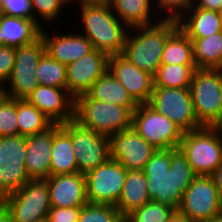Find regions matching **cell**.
I'll return each mask as SVG.
<instances>
[{
  "mask_svg": "<svg viewBox=\"0 0 222 222\" xmlns=\"http://www.w3.org/2000/svg\"><path fill=\"white\" fill-rule=\"evenodd\" d=\"M151 200L177 209L197 176L179 148L156 150L143 169Z\"/></svg>",
  "mask_w": 222,
  "mask_h": 222,
  "instance_id": "1",
  "label": "cell"
},
{
  "mask_svg": "<svg viewBox=\"0 0 222 222\" xmlns=\"http://www.w3.org/2000/svg\"><path fill=\"white\" fill-rule=\"evenodd\" d=\"M178 28V21L174 20H160L149 26L131 27L127 31L121 55L154 76L161 65L167 39Z\"/></svg>",
  "mask_w": 222,
  "mask_h": 222,
  "instance_id": "2",
  "label": "cell"
},
{
  "mask_svg": "<svg viewBox=\"0 0 222 222\" xmlns=\"http://www.w3.org/2000/svg\"><path fill=\"white\" fill-rule=\"evenodd\" d=\"M80 8V9H79ZM84 35L94 49L108 56L121 55L128 27L114 14L110 3L78 6Z\"/></svg>",
  "mask_w": 222,
  "mask_h": 222,
  "instance_id": "3",
  "label": "cell"
},
{
  "mask_svg": "<svg viewBox=\"0 0 222 222\" xmlns=\"http://www.w3.org/2000/svg\"><path fill=\"white\" fill-rule=\"evenodd\" d=\"M132 115L128 107L98 101L87 94L75 98L74 120L106 136L131 128Z\"/></svg>",
  "mask_w": 222,
  "mask_h": 222,
  "instance_id": "4",
  "label": "cell"
},
{
  "mask_svg": "<svg viewBox=\"0 0 222 222\" xmlns=\"http://www.w3.org/2000/svg\"><path fill=\"white\" fill-rule=\"evenodd\" d=\"M0 202L11 213L14 222L45 219L51 208L47 180L30 179L18 191L3 197Z\"/></svg>",
  "mask_w": 222,
  "mask_h": 222,
  "instance_id": "5",
  "label": "cell"
},
{
  "mask_svg": "<svg viewBox=\"0 0 222 222\" xmlns=\"http://www.w3.org/2000/svg\"><path fill=\"white\" fill-rule=\"evenodd\" d=\"M178 148L197 176H210L222 163V142L208 126L183 132Z\"/></svg>",
  "mask_w": 222,
  "mask_h": 222,
  "instance_id": "6",
  "label": "cell"
},
{
  "mask_svg": "<svg viewBox=\"0 0 222 222\" xmlns=\"http://www.w3.org/2000/svg\"><path fill=\"white\" fill-rule=\"evenodd\" d=\"M147 104L183 132L204 127L195 115L189 88L154 87Z\"/></svg>",
  "mask_w": 222,
  "mask_h": 222,
  "instance_id": "7",
  "label": "cell"
},
{
  "mask_svg": "<svg viewBox=\"0 0 222 222\" xmlns=\"http://www.w3.org/2000/svg\"><path fill=\"white\" fill-rule=\"evenodd\" d=\"M132 127L157 150L178 148L183 135L175 123L147 103L138 104L132 115Z\"/></svg>",
  "mask_w": 222,
  "mask_h": 222,
  "instance_id": "8",
  "label": "cell"
},
{
  "mask_svg": "<svg viewBox=\"0 0 222 222\" xmlns=\"http://www.w3.org/2000/svg\"><path fill=\"white\" fill-rule=\"evenodd\" d=\"M189 90L198 121L208 126L222 109V71L197 69Z\"/></svg>",
  "mask_w": 222,
  "mask_h": 222,
  "instance_id": "9",
  "label": "cell"
},
{
  "mask_svg": "<svg viewBox=\"0 0 222 222\" xmlns=\"http://www.w3.org/2000/svg\"><path fill=\"white\" fill-rule=\"evenodd\" d=\"M44 53L45 45L42 36L30 44L16 48L14 68L4 84L6 96L26 99L33 92L39 85L35 71Z\"/></svg>",
  "mask_w": 222,
  "mask_h": 222,
  "instance_id": "10",
  "label": "cell"
},
{
  "mask_svg": "<svg viewBox=\"0 0 222 222\" xmlns=\"http://www.w3.org/2000/svg\"><path fill=\"white\" fill-rule=\"evenodd\" d=\"M26 137H0V200L30 180L25 169Z\"/></svg>",
  "mask_w": 222,
  "mask_h": 222,
  "instance_id": "11",
  "label": "cell"
},
{
  "mask_svg": "<svg viewBox=\"0 0 222 222\" xmlns=\"http://www.w3.org/2000/svg\"><path fill=\"white\" fill-rule=\"evenodd\" d=\"M128 170L110 158L85 174L88 203L115 206L124 186Z\"/></svg>",
  "mask_w": 222,
  "mask_h": 222,
  "instance_id": "12",
  "label": "cell"
},
{
  "mask_svg": "<svg viewBox=\"0 0 222 222\" xmlns=\"http://www.w3.org/2000/svg\"><path fill=\"white\" fill-rule=\"evenodd\" d=\"M71 143L78 172L87 174L111 158L110 136L83 127L71 120Z\"/></svg>",
  "mask_w": 222,
  "mask_h": 222,
  "instance_id": "13",
  "label": "cell"
},
{
  "mask_svg": "<svg viewBox=\"0 0 222 222\" xmlns=\"http://www.w3.org/2000/svg\"><path fill=\"white\" fill-rule=\"evenodd\" d=\"M193 222H203L222 213V201L210 176H196L183 192L178 207Z\"/></svg>",
  "mask_w": 222,
  "mask_h": 222,
  "instance_id": "14",
  "label": "cell"
},
{
  "mask_svg": "<svg viewBox=\"0 0 222 222\" xmlns=\"http://www.w3.org/2000/svg\"><path fill=\"white\" fill-rule=\"evenodd\" d=\"M111 158L127 170H143L156 152L133 127L110 136Z\"/></svg>",
  "mask_w": 222,
  "mask_h": 222,
  "instance_id": "15",
  "label": "cell"
},
{
  "mask_svg": "<svg viewBox=\"0 0 222 222\" xmlns=\"http://www.w3.org/2000/svg\"><path fill=\"white\" fill-rule=\"evenodd\" d=\"M109 56L94 49L77 61L66 65L67 91L77 98L86 94L92 84L108 70Z\"/></svg>",
  "mask_w": 222,
  "mask_h": 222,
  "instance_id": "16",
  "label": "cell"
},
{
  "mask_svg": "<svg viewBox=\"0 0 222 222\" xmlns=\"http://www.w3.org/2000/svg\"><path fill=\"white\" fill-rule=\"evenodd\" d=\"M108 70L126 88L137 104H144L154 89V78L122 55L109 56Z\"/></svg>",
  "mask_w": 222,
  "mask_h": 222,
  "instance_id": "17",
  "label": "cell"
},
{
  "mask_svg": "<svg viewBox=\"0 0 222 222\" xmlns=\"http://www.w3.org/2000/svg\"><path fill=\"white\" fill-rule=\"evenodd\" d=\"M42 111L53 123L74 119L75 98L64 88L38 85L25 99Z\"/></svg>",
  "mask_w": 222,
  "mask_h": 222,
  "instance_id": "18",
  "label": "cell"
},
{
  "mask_svg": "<svg viewBox=\"0 0 222 222\" xmlns=\"http://www.w3.org/2000/svg\"><path fill=\"white\" fill-rule=\"evenodd\" d=\"M54 30L53 34H49L44 27L41 29L45 52L54 60L68 65L94 50L92 43L80 32L56 34Z\"/></svg>",
  "mask_w": 222,
  "mask_h": 222,
  "instance_id": "19",
  "label": "cell"
},
{
  "mask_svg": "<svg viewBox=\"0 0 222 222\" xmlns=\"http://www.w3.org/2000/svg\"><path fill=\"white\" fill-rule=\"evenodd\" d=\"M60 126V123H53L45 131L26 137L25 169L30 179L50 176L53 134Z\"/></svg>",
  "mask_w": 222,
  "mask_h": 222,
  "instance_id": "20",
  "label": "cell"
},
{
  "mask_svg": "<svg viewBox=\"0 0 222 222\" xmlns=\"http://www.w3.org/2000/svg\"><path fill=\"white\" fill-rule=\"evenodd\" d=\"M46 180L51 207H82L88 203L84 174L50 175Z\"/></svg>",
  "mask_w": 222,
  "mask_h": 222,
  "instance_id": "21",
  "label": "cell"
},
{
  "mask_svg": "<svg viewBox=\"0 0 222 222\" xmlns=\"http://www.w3.org/2000/svg\"><path fill=\"white\" fill-rule=\"evenodd\" d=\"M78 172L76 157L71 143V120L62 123L53 134L50 175Z\"/></svg>",
  "mask_w": 222,
  "mask_h": 222,
  "instance_id": "22",
  "label": "cell"
},
{
  "mask_svg": "<svg viewBox=\"0 0 222 222\" xmlns=\"http://www.w3.org/2000/svg\"><path fill=\"white\" fill-rule=\"evenodd\" d=\"M41 29L34 20L3 14L0 17V45L16 49L30 44L41 36Z\"/></svg>",
  "mask_w": 222,
  "mask_h": 222,
  "instance_id": "23",
  "label": "cell"
},
{
  "mask_svg": "<svg viewBox=\"0 0 222 222\" xmlns=\"http://www.w3.org/2000/svg\"><path fill=\"white\" fill-rule=\"evenodd\" d=\"M110 6L114 14L128 28L149 26L160 21V18L156 17L158 14H154L156 12L154 9L157 8L154 7L153 0H111Z\"/></svg>",
  "mask_w": 222,
  "mask_h": 222,
  "instance_id": "24",
  "label": "cell"
},
{
  "mask_svg": "<svg viewBox=\"0 0 222 222\" xmlns=\"http://www.w3.org/2000/svg\"><path fill=\"white\" fill-rule=\"evenodd\" d=\"M189 38H205L222 31L221 13L192 7L179 21Z\"/></svg>",
  "mask_w": 222,
  "mask_h": 222,
  "instance_id": "25",
  "label": "cell"
},
{
  "mask_svg": "<svg viewBox=\"0 0 222 222\" xmlns=\"http://www.w3.org/2000/svg\"><path fill=\"white\" fill-rule=\"evenodd\" d=\"M146 182L143 170H128L121 195L115 205L123 217L151 200Z\"/></svg>",
  "mask_w": 222,
  "mask_h": 222,
  "instance_id": "26",
  "label": "cell"
},
{
  "mask_svg": "<svg viewBox=\"0 0 222 222\" xmlns=\"http://www.w3.org/2000/svg\"><path fill=\"white\" fill-rule=\"evenodd\" d=\"M90 98L128 107L132 112L138 104L128 94L126 88L107 70L96 80L86 93Z\"/></svg>",
  "mask_w": 222,
  "mask_h": 222,
  "instance_id": "27",
  "label": "cell"
},
{
  "mask_svg": "<svg viewBox=\"0 0 222 222\" xmlns=\"http://www.w3.org/2000/svg\"><path fill=\"white\" fill-rule=\"evenodd\" d=\"M197 69L222 67V31L205 38H190Z\"/></svg>",
  "mask_w": 222,
  "mask_h": 222,
  "instance_id": "28",
  "label": "cell"
},
{
  "mask_svg": "<svg viewBox=\"0 0 222 222\" xmlns=\"http://www.w3.org/2000/svg\"><path fill=\"white\" fill-rule=\"evenodd\" d=\"M18 135L31 136L45 131L53 122L25 99H17Z\"/></svg>",
  "mask_w": 222,
  "mask_h": 222,
  "instance_id": "29",
  "label": "cell"
},
{
  "mask_svg": "<svg viewBox=\"0 0 222 222\" xmlns=\"http://www.w3.org/2000/svg\"><path fill=\"white\" fill-rule=\"evenodd\" d=\"M161 64L196 65L193 60L192 41L180 28L167 39Z\"/></svg>",
  "mask_w": 222,
  "mask_h": 222,
  "instance_id": "30",
  "label": "cell"
},
{
  "mask_svg": "<svg viewBox=\"0 0 222 222\" xmlns=\"http://www.w3.org/2000/svg\"><path fill=\"white\" fill-rule=\"evenodd\" d=\"M196 65L161 64L154 78V87L189 88Z\"/></svg>",
  "mask_w": 222,
  "mask_h": 222,
  "instance_id": "31",
  "label": "cell"
},
{
  "mask_svg": "<svg viewBox=\"0 0 222 222\" xmlns=\"http://www.w3.org/2000/svg\"><path fill=\"white\" fill-rule=\"evenodd\" d=\"M35 74L39 85L67 89L66 65L54 60L46 52L40 58Z\"/></svg>",
  "mask_w": 222,
  "mask_h": 222,
  "instance_id": "32",
  "label": "cell"
},
{
  "mask_svg": "<svg viewBox=\"0 0 222 222\" xmlns=\"http://www.w3.org/2000/svg\"><path fill=\"white\" fill-rule=\"evenodd\" d=\"M175 209L161 202L150 200L126 216L130 222H169Z\"/></svg>",
  "mask_w": 222,
  "mask_h": 222,
  "instance_id": "33",
  "label": "cell"
},
{
  "mask_svg": "<svg viewBox=\"0 0 222 222\" xmlns=\"http://www.w3.org/2000/svg\"><path fill=\"white\" fill-rule=\"evenodd\" d=\"M122 218L116 206L86 203L81 207L78 222H120Z\"/></svg>",
  "mask_w": 222,
  "mask_h": 222,
  "instance_id": "34",
  "label": "cell"
},
{
  "mask_svg": "<svg viewBox=\"0 0 222 222\" xmlns=\"http://www.w3.org/2000/svg\"><path fill=\"white\" fill-rule=\"evenodd\" d=\"M30 2L33 11V20L42 28V21L50 24L51 22H55V20L60 18L61 14L63 15L62 11L65 10L63 8H67L69 4L67 0H30ZM40 18H42V21Z\"/></svg>",
  "mask_w": 222,
  "mask_h": 222,
  "instance_id": "35",
  "label": "cell"
},
{
  "mask_svg": "<svg viewBox=\"0 0 222 222\" xmlns=\"http://www.w3.org/2000/svg\"><path fill=\"white\" fill-rule=\"evenodd\" d=\"M18 135L17 99L4 96L0 100V137Z\"/></svg>",
  "mask_w": 222,
  "mask_h": 222,
  "instance_id": "36",
  "label": "cell"
},
{
  "mask_svg": "<svg viewBox=\"0 0 222 222\" xmlns=\"http://www.w3.org/2000/svg\"><path fill=\"white\" fill-rule=\"evenodd\" d=\"M153 2L154 7L159 9L156 14L161 12L158 14L160 20L179 21L193 7L194 0H153Z\"/></svg>",
  "mask_w": 222,
  "mask_h": 222,
  "instance_id": "37",
  "label": "cell"
},
{
  "mask_svg": "<svg viewBox=\"0 0 222 222\" xmlns=\"http://www.w3.org/2000/svg\"><path fill=\"white\" fill-rule=\"evenodd\" d=\"M4 15L33 20L30 0H2Z\"/></svg>",
  "mask_w": 222,
  "mask_h": 222,
  "instance_id": "38",
  "label": "cell"
},
{
  "mask_svg": "<svg viewBox=\"0 0 222 222\" xmlns=\"http://www.w3.org/2000/svg\"><path fill=\"white\" fill-rule=\"evenodd\" d=\"M16 60V49L0 45V83L9 79Z\"/></svg>",
  "mask_w": 222,
  "mask_h": 222,
  "instance_id": "39",
  "label": "cell"
},
{
  "mask_svg": "<svg viewBox=\"0 0 222 222\" xmlns=\"http://www.w3.org/2000/svg\"><path fill=\"white\" fill-rule=\"evenodd\" d=\"M81 207H51L47 219L49 222H78Z\"/></svg>",
  "mask_w": 222,
  "mask_h": 222,
  "instance_id": "40",
  "label": "cell"
},
{
  "mask_svg": "<svg viewBox=\"0 0 222 222\" xmlns=\"http://www.w3.org/2000/svg\"><path fill=\"white\" fill-rule=\"evenodd\" d=\"M193 7L221 12L222 0H194Z\"/></svg>",
  "mask_w": 222,
  "mask_h": 222,
  "instance_id": "41",
  "label": "cell"
},
{
  "mask_svg": "<svg viewBox=\"0 0 222 222\" xmlns=\"http://www.w3.org/2000/svg\"><path fill=\"white\" fill-rule=\"evenodd\" d=\"M208 128L222 142V109L218 116L208 125Z\"/></svg>",
  "mask_w": 222,
  "mask_h": 222,
  "instance_id": "42",
  "label": "cell"
},
{
  "mask_svg": "<svg viewBox=\"0 0 222 222\" xmlns=\"http://www.w3.org/2000/svg\"><path fill=\"white\" fill-rule=\"evenodd\" d=\"M212 181L215 183V186L218 190V194L222 201V163L214 170L210 175Z\"/></svg>",
  "mask_w": 222,
  "mask_h": 222,
  "instance_id": "43",
  "label": "cell"
},
{
  "mask_svg": "<svg viewBox=\"0 0 222 222\" xmlns=\"http://www.w3.org/2000/svg\"><path fill=\"white\" fill-rule=\"evenodd\" d=\"M169 222H193L184 212L179 208L175 209L170 217Z\"/></svg>",
  "mask_w": 222,
  "mask_h": 222,
  "instance_id": "44",
  "label": "cell"
},
{
  "mask_svg": "<svg viewBox=\"0 0 222 222\" xmlns=\"http://www.w3.org/2000/svg\"><path fill=\"white\" fill-rule=\"evenodd\" d=\"M0 222H14L11 213L0 202Z\"/></svg>",
  "mask_w": 222,
  "mask_h": 222,
  "instance_id": "45",
  "label": "cell"
},
{
  "mask_svg": "<svg viewBox=\"0 0 222 222\" xmlns=\"http://www.w3.org/2000/svg\"><path fill=\"white\" fill-rule=\"evenodd\" d=\"M111 0H73L72 4H78L79 6L82 5H94V4H107L110 3ZM74 2V3H73Z\"/></svg>",
  "mask_w": 222,
  "mask_h": 222,
  "instance_id": "46",
  "label": "cell"
},
{
  "mask_svg": "<svg viewBox=\"0 0 222 222\" xmlns=\"http://www.w3.org/2000/svg\"><path fill=\"white\" fill-rule=\"evenodd\" d=\"M203 222H222V213Z\"/></svg>",
  "mask_w": 222,
  "mask_h": 222,
  "instance_id": "47",
  "label": "cell"
},
{
  "mask_svg": "<svg viewBox=\"0 0 222 222\" xmlns=\"http://www.w3.org/2000/svg\"><path fill=\"white\" fill-rule=\"evenodd\" d=\"M5 96L4 84L0 83V100Z\"/></svg>",
  "mask_w": 222,
  "mask_h": 222,
  "instance_id": "48",
  "label": "cell"
},
{
  "mask_svg": "<svg viewBox=\"0 0 222 222\" xmlns=\"http://www.w3.org/2000/svg\"><path fill=\"white\" fill-rule=\"evenodd\" d=\"M4 14L2 0H0V17Z\"/></svg>",
  "mask_w": 222,
  "mask_h": 222,
  "instance_id": "49",
  "label": "cell"
},
{
  "mask_svg": "<svg viewBox=\"0 0 222 222\" xmlns=\"http://www.w3.org/2000/svg\"><path fill=\"white\" fill-rule=\"evenodd\" d=\"M120 222H130L126 217H123Z\"/></svg>",
  "mask_w": 222,
  "mask_h": 222,
  "instance_id": "50",
  "label": "cell"
},
{
  "mask_svg": "<svg viewBox=\"0 0 222 222\" xmlns=\"http://www.w3.org/2000/svg\"><path fill=\"white\" fill-rule=\"evenodd\" d=\"M36 222H49L47 218L45 219H42V220H39V221H36Z\"/></svg>",
  "mask_w": 222,
  "mask_h": 222,
  "instance_id": "51",
  "label": "cell"
},
{
  "mask_svg": "<svg viewBox=\"0 0 222 222\" xmlns=\"http://www.w3.org/2000/svg\"><path fill=\"white\" fill-rule=\"evenodd\" d=\"M67 1L69 2V4H71V5H72V1H73V0H67Z\"/></svg>",
  "mask_w": 222,
  "mask_h": 222,
  "instance_id": "52",
  "label": "cell"
}]
</instances>
